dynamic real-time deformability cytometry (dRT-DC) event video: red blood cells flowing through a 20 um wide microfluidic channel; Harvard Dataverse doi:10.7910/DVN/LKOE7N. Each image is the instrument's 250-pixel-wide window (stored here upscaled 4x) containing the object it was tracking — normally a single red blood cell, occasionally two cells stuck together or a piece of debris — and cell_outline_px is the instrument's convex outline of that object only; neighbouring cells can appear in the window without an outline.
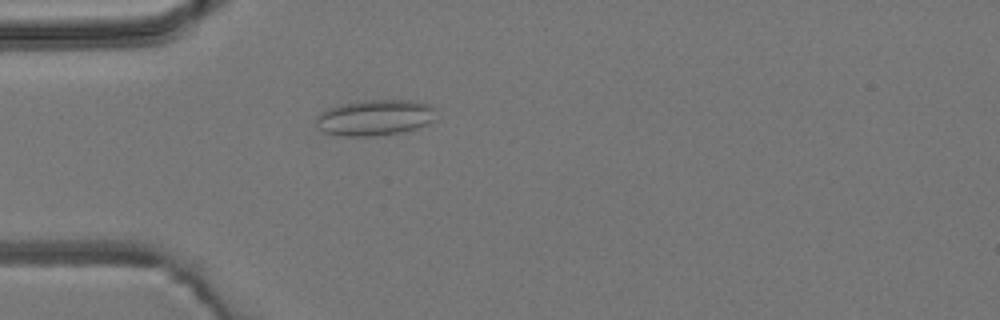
{"species": "common noctule bat (a hibernating species)", "species_latin": "Nyctalus noctula", "temperature_condition": "room temperature", "stored_images_in_passage": 5, "camera_frame_rate_fps": 3000, "um_per_image_px": 0.085, "animal": {"sex": "male", "body_mass_g": 19.2, "forearm_length_mm": 51.8}, "frame": {"image": 1, "passage_image": 5, "time_ms": 4.667, "image_size_px": [1000, 320], "cell_outline_px": [[440, 108], [436, 120], [428, 124], [404, 132], [372, 136], [340, 136], [324, 132], [316, 128], [316, 116], [320, 112], [328, 108], [340, 104], [364, 100], [412, 100], [432, 104]], "centroid_in_image_um": [31.94, 9.99], "position_along_channel_um": 53.1, "area_um2": 25.89}}